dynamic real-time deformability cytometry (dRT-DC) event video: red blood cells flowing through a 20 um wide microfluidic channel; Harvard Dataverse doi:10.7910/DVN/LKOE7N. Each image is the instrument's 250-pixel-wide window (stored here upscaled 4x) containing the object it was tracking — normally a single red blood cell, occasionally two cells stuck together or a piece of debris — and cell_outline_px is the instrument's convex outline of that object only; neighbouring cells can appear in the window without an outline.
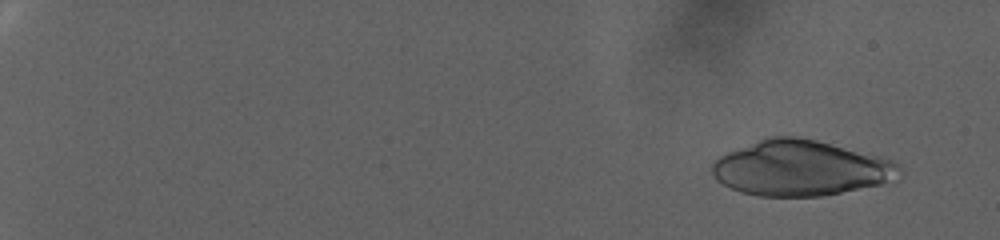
{"species": "human", "species_latin": "Homo sapiens", "temperature_condition": "warm", "stored_images_in_passage": 52, "camera_frame_rate_fps": 3000, "um_per_image_px": 0.085, "donor": {"sex": "female"}, "frame": {"image": 1, "passage_image": 3, "time_ms": 0.667, "image_size_px": [1000, 240], "cell_outline_px": [[900, 168], [880, 184], [824, 196], [760, 196], [740, 192], [716, 180], [712, 172], [712, 164], [720, 156], [728, 152], [764, 136], [796, 136], [816, 140], [880, 156], [892, 160], [900, 164]], "centroid_in_image_um": [67.96, 14.27], "position_along_channel_um": 17.0, "area_um2": 59.82}}
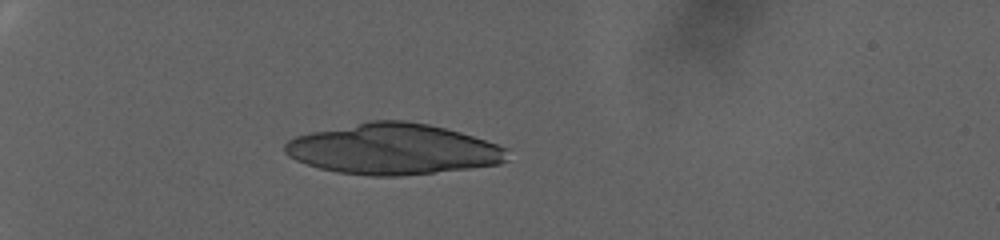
{"frame": {"image": 2, "passage_image": 23, "time_ms": 7.333, "image_size_px": [1000, 240], "cell_outline_px": [[508, 160], [500, 164], [468, 168], [396, 176], [372, 176], [336, 172], [320, 168], [296, 160], [288, 156], [284, 152], [284, 144], [288, 140], [296, 136], [312, 132], [372, 120], [404, 120], [428, 124], [460, 132], [508, 148]], "centroid_in_image_um": [33.4, 12.67], "position_along_channel_um": 51.6, "area_um2": 65.43}}